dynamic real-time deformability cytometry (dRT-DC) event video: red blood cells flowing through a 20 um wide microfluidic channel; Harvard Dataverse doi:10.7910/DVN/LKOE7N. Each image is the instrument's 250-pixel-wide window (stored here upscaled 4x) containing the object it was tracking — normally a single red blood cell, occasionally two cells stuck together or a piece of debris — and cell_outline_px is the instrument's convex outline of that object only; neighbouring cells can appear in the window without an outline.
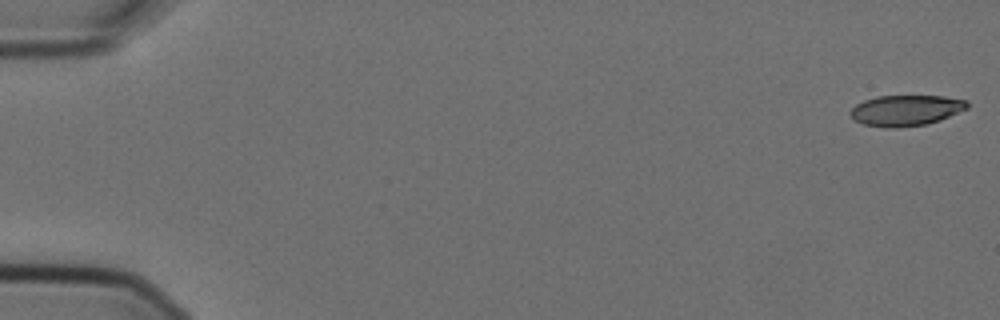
{"species": "Egyptian fruit bat (a non-hibernating species)", "species_latin": "Rousettus aegyptiacus", "temperature_condition": "cold", "stored_images_in_passage": 6, "camera_frame_rate_fps": 3000, "um_per_image_px": 0.085, "animal": {"sex": "female"}, "frame": {"image": 1, "passage_image": 1, "time_ms": 0.0, "image_size_px": [1000, 320], "cell_outline_px": [[968, 108], [940, 120], [928, 124], [896, 128], [884, 128], [864, 124], [852, 120], [848, 112], [856, 104], [864, 100], [876, 96], [944, 96], [968, 100]], "centroid_in_image_um": [76.97, 9.39], "position_along_channel_um": 8.0, "area_um2": 21.21}}
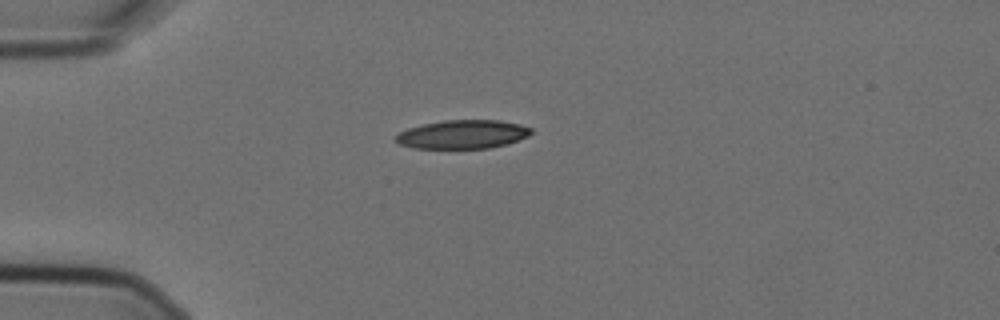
{"frame": {"image": 2, "passage_image": 5, "time_ms": 1.333, "image_size_px": [1000, 320], "cell_outline_px": [[532, 132], [528, 136], [504, 144], [488, 148], [412, 148], [400, 144], [396, 140], [396, 136], [400, 132], [408, 128], [424, 124], [444, 120], [500, 120], [520, 124], [532, 128]], "centroid_in_image_um": [39.33, 11.41], "position_along_channel_um": 45.7, "area_um2": 22.37}}